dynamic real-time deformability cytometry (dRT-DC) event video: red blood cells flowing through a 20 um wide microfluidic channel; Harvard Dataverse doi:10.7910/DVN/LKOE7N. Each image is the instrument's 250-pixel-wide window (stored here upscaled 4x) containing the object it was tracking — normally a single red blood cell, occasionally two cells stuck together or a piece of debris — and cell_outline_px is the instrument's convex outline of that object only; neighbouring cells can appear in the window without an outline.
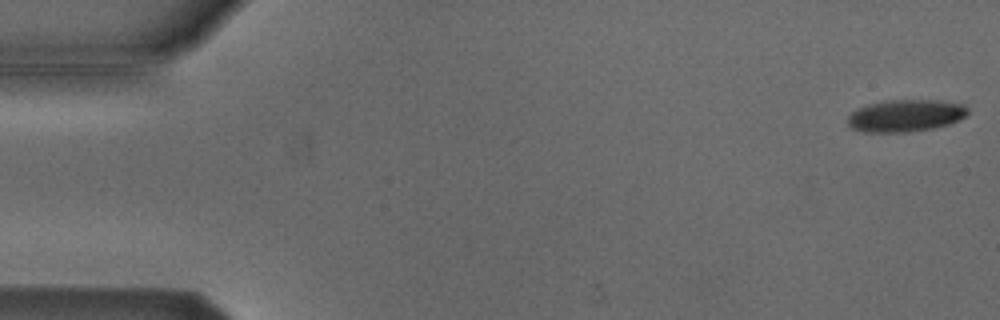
{"species": "Egyptian fruit bat (a non-hibernating species)", "species_latin": "Rousettus aegyptiacus", "temperature_condition": "cold", "stored_images_in_passage": 53, "camera_frame_rate_fps": 3000, "um_per_image_px": 0.085, "animal": {"sex": "male"}, "frame": {"image": 1, "passage_image": 1, "time_ms": 0.0, "image_size_px": [1000, 320], "cell_outline_px": [[968, 116], [948, 124], [932, 128], [908, 132], [864, 132], [852, 128], [848, 124], [848, 116], [852, 112], [868, 104], [892, 100], [940, 100], [964, 104], [968, 108]], "centroid_in_image_um": [77.01, 9.83], "position_along_channel_um": 8.0, "area_um2": 22.43}}
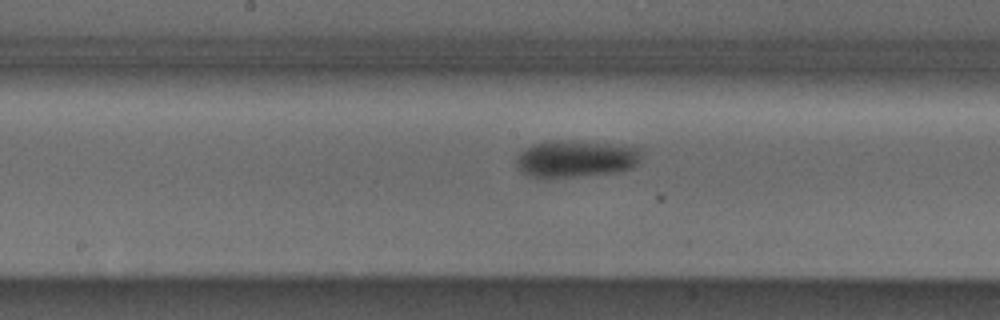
{"frame": {"image": 2, "passage_image": 27, "time_ms": 8.667, "image_size_px": [1000, 320], "cell_outline_px": [[644, 152], [640, 160], [632, 168], [616, 172], [548, 180], [544, 180], [528, 176], [520, 172], [516, 164], [516, 160], [520, 152], [524, 148], [532, 144], [548, 140], [568, 140], [644, 148]], "centroid_in_image_um": [48.9, 13.52], "position_along_channel_um": 199.3, "area_um2": 27.8}}
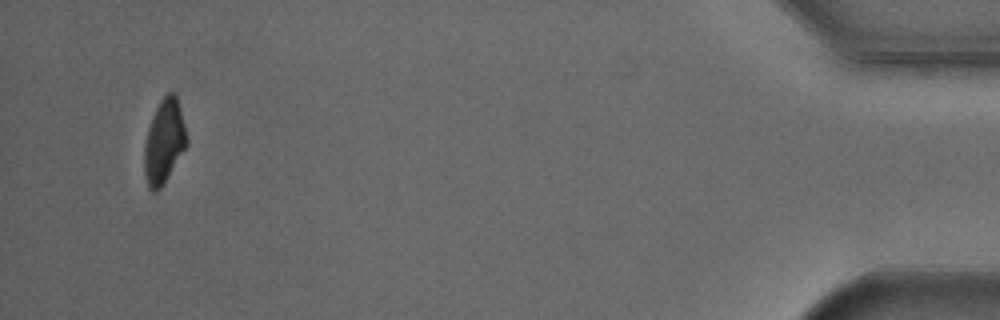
{"frame": {"image": 3, "passage_image": 51, "time_ms": 16.667, "image_size_px": [1000, 320], "cell_outline_px": [[188, 144], [164, 184], [156, 192], [152, 192], [148, 188], [144, 176], [144, 144], [148, 128], [152, 116], [160, 100], [168, 92], [176, 92], [188, 140]], "centroid_in_image_um": [13.94, 12.05], "position_along_channel_um": 421.3, "area_um2": 20.98}, "authors_computed_cell_mechanics": {"area_um2": 24.5072, "velocity_mm_per_s": 3.8188, "shape_relaxation_time_tau1_ms": 3.0779, "shape_relaxation_time_tau2_ms": null, "deformation_change_tau1": 0.1251, "deformation_change_tau2": null}}